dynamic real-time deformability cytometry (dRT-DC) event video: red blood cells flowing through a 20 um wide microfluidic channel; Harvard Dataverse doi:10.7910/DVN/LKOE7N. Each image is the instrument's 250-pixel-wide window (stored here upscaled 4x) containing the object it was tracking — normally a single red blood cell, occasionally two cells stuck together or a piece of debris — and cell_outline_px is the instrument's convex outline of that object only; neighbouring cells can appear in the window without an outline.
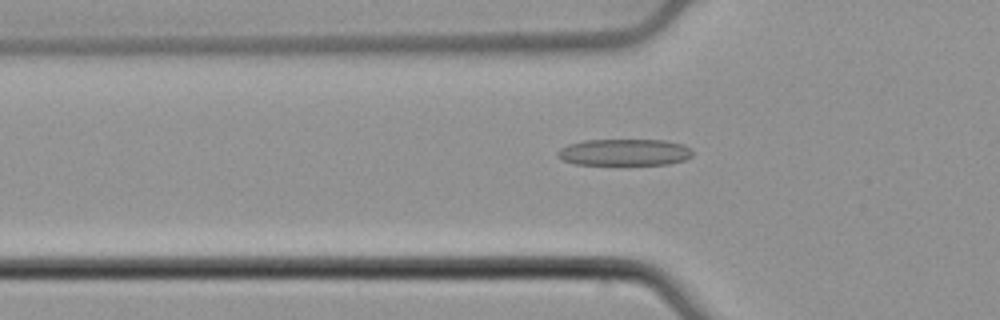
{"species": "common noctule bat (a hibernating species)", "species_latin": "Nyctalus noctula", "temperature_condition": "cold", "stored_images_in_passage": 54, "camera_frame_rate_fps": 3000, "um_per_image_px": 0.085, "animal": {"sex": "male", "body_mass_g": 21.5, "forearm_length_mm": 52.0}, "frame": {"image": 1, "passage_image": 18, "time_ms": 5.667, "image_size_px": [1000, 320], "cell_outline_px": [[692, 156], [684, 160], [668, 164], [576, 164], [564, 160], [556, 156], [556, 152], [560, 148], [568, 144], [584, 140], [668, 140], [684, 144], [692, 148]], "centroid_in_image_um": [53.1, 12.93], "position_along_channel_um": 72.7, "area_um2": 21.04}}
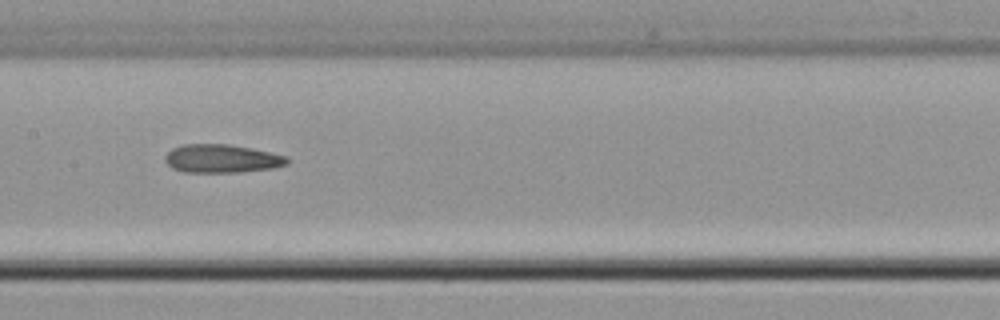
{"frame": {"image": 2, "passage_image": 27, "time_ms": 8.667, "image_size_px": [1000, 320], "cell_outline_px": [[288, 164], [272, 168], [240, 172], [184, 172], [172, 168], [164, 160], [164, 156], [172, 148], [184, 144], [228, 144], [252, 148], [288, 156]], "centroid_in_image_um": [18.85, 13.48], "position_along_channel_um": 188.6, "area_um2": 20.23}}
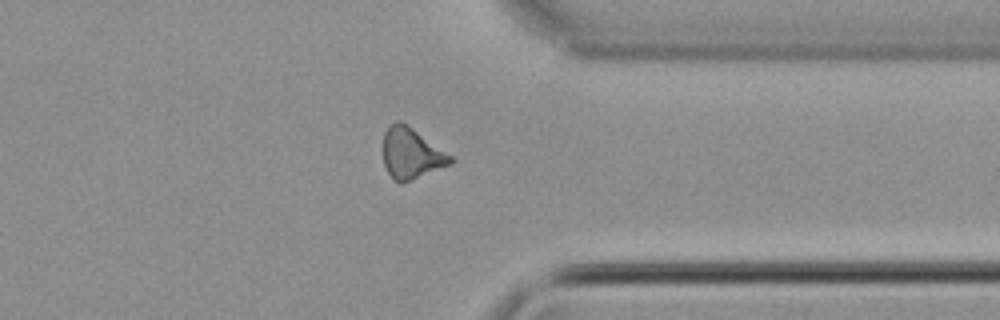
{"frame": {"image": 3, "passage_image": 42, "time_ms": 13.667, "image_size_px": [1000, 320], "cell_outline_px": [[456, 160], [452, 164], [412, 180], [400, 184], [392, 180], [384, 164], [384, 132], [388, 124], [396, 120], [400, 120], [412, 128], [452, 156]], "centroid_in_image_um": [34.95, 13.05], "position_along_channel_um": 376.4, "area_um2": 20.06}, "authors_computed_cell_mechanics": {"area_um2": 20.1433, "velocity_mm_per_s": 3.848, "shape_relaxation_time_tau1_ms": null, "shape_relaxation_time_tau2_ms": 6.9314, "deformation_change_tau1": null, "deformation_change_tau2": 0.1928}}